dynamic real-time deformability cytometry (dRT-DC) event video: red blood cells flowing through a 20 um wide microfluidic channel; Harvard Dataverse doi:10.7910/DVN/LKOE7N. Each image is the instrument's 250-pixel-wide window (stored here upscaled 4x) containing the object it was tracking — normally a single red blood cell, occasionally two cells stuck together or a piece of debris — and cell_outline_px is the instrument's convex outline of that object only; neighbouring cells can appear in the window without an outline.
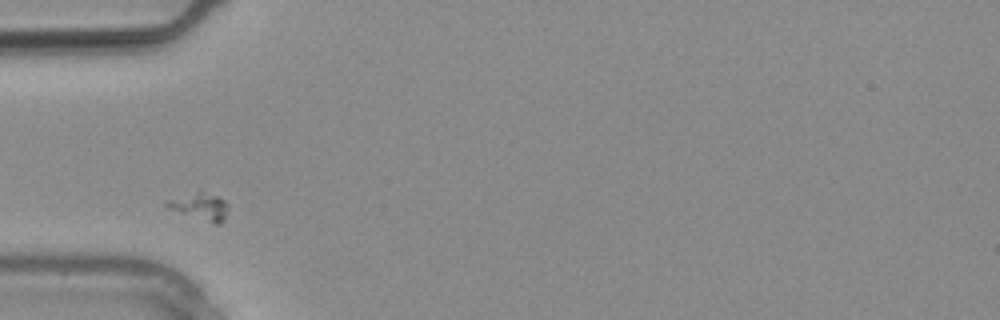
{"species": "common noctule bat (a hibernating species)", "species_latin": "Nyctalus noctula", "temperature_condition": "warm", "stored_images_in_passage": 18, "camera_frame_rate_fps": 3000, "um_per_image_px": 0.085, "animal": {"sex": "male", "body_mass_g": 20.4}, "frame": {"image": 1, "passage_image": 3, "time_ms": 0.667, "image_size_px": [1000, 320], "cell_outline_px": [[228, 208], [224, 220], [220, 224], [216, 224], [168, 208], [164, 204], [164, 200], [200, 188], [224, 200], [228, 204]], "centroid_in_image_um": [16.97, 17.48], "position_along_channel_um": 68.0, "area_um2": 10.0}}